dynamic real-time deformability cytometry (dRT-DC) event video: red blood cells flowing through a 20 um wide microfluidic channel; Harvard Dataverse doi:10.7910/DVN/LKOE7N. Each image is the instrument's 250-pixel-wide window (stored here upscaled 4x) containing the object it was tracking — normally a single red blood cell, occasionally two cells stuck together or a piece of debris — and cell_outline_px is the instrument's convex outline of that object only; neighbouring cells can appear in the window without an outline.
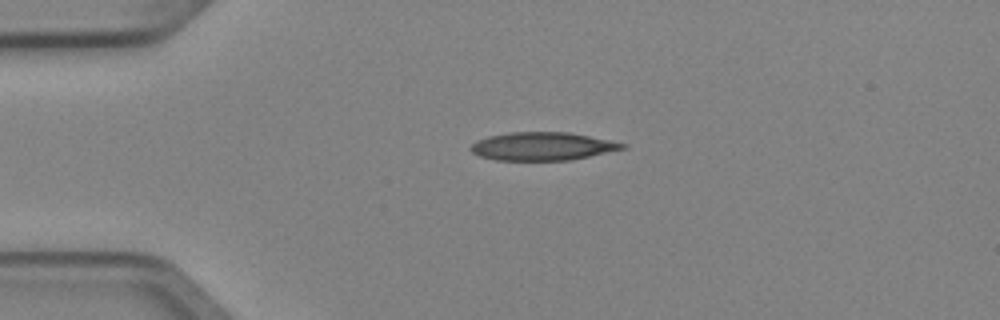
{"species": "Egyptian fruit bat (a non-hibernating species)", "species_latin": "Rousettus aegyptiacus", "temperature_condition": "cold", "stored_images_in_passage": 6, "camera_frame_rate_fps": 3000, "um_per_image_px": 0.085, "animal": {"sex": "female"}, "frame": {"image": 1, "passage_image": 6, "time_ms": 1.667, "image_size_px": [1000, 320], "cell_outline_px": [[628, 148], [568, 160], [496, 160], [480, 156], [472, 152], [468, 148], [476, 140], [488, 136], [508, 132], [568, 132], [628, 144]], "centroid_in_image_um": [46.08, 12.43], "position_along_channel_um": 38.9, "area_um2": 24.8}}